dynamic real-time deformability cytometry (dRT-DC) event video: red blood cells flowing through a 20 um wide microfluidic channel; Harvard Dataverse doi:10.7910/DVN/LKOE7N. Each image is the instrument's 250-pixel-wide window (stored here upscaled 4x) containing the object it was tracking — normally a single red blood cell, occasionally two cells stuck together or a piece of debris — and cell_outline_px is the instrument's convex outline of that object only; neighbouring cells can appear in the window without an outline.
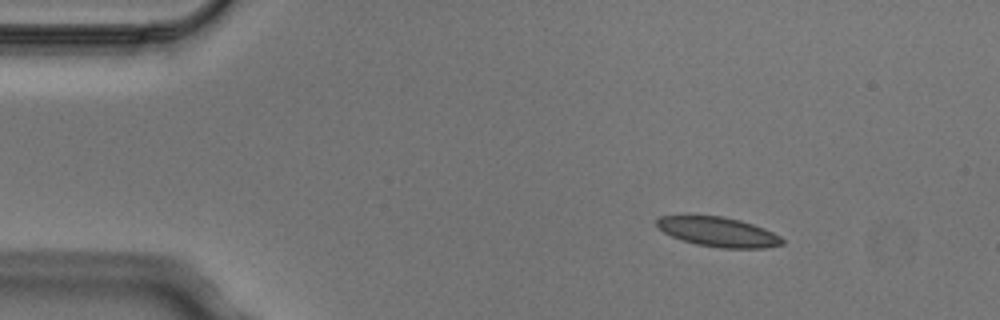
{"species": "Egyptian fruit bat (a non-hibernating species)", "species_latin": "Rousettus aegyptiacus", "temperature_condition": "cold", "stored_images_in_passage": 3, "camera_frame_rate_fps": 3000, "um_per_image_px": 0.085, "animal": {"sex": "male"}, "frame": {"image": 1, "passage_image": 1, "time_ms": 0.0, "image_size_px": [1000, 320], "cell_outline_px": [[784, 244], [768, 248], [720, 248], [696, 244], [680, 240], [664, 232], [656, 224], [656, 220], [660, 216], [688, 212], [724, 216], [740, 220], [764, 228], [780, 236], [784, 240]], "centroid_in_image_um": [60.98, 19.66], "position_along_channel_um": 24.0, "area_um2": 22.54}}